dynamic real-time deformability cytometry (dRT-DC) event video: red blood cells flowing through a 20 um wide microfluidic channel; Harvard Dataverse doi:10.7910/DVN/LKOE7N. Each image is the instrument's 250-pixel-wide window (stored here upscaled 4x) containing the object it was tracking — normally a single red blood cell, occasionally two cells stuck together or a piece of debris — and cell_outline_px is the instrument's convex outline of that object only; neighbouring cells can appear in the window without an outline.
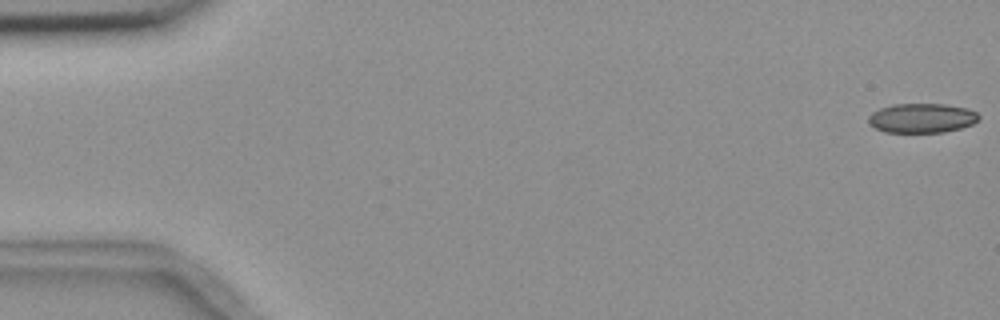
{"species": "common noctule bat (a hibernating species)", "species_latin": "Nyctalus noctula", "temperature_condition": "room temperature", "stored_images_in_passage": 10, "camera_frame_rate_fps": 3000, "um_per_image_px": 0.085, "animal": {"sex": "female", "body_mass_g": 18.4}, "frame": {"image": 1, "passage_image": 1, "time_ms": 0.0, "image_size_px": [1000, 320], "cell_outline_px": [[980, 120], [972, 124], [960, 128], [944, 132], [884, 132], [868, 124], [868, 116], [872, 112], [880, 108], [892, 104], [944, 104], [968, 108], [976, 112], [980, 116]], "centroid_in_image_um": [78.35, 10.03], "position_along_channel_um": 6.6, "area_um2": 19.07}}
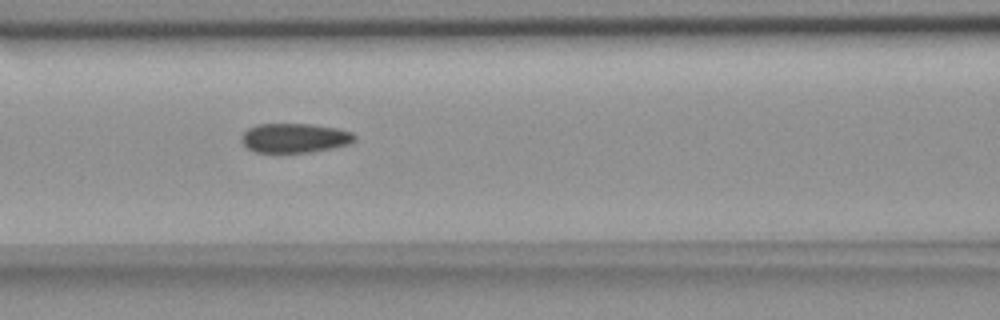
{"frame": {"image": 2, "passage_image": 7, "time_ms": 7.667, "image_size_px": [1000, 320], "cell_outline_px": [[356, 140], [348, 144], [332, 148], [308, 152], [252, 152], [240, 140], [240, 136], [248, 128], [256, 124], [312, 124], [336, 128], [352, 132], [356, 136]], "centroid_in_image_um": [25.02, 11.72], "position_along_channel_um": 141.6, "area_um2": 19.42}}
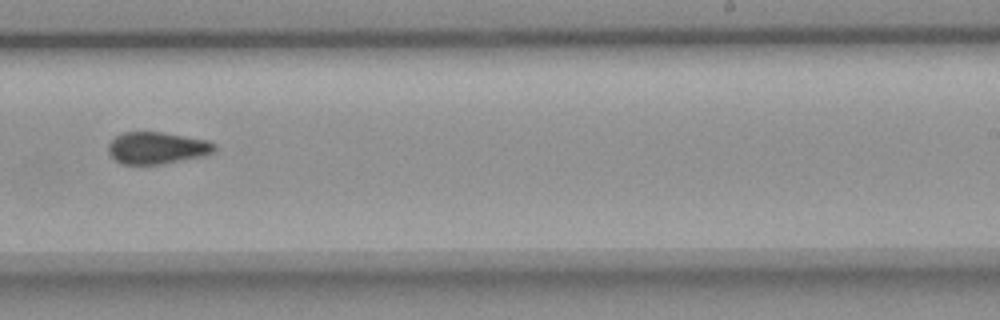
{"frame": {"image": 3, "passage_image": 10, "time_ms": 11.333, "image_size_px": [1000, 320], "cell_outline_px": [[216, 148], [212, 152], [204, 156], [160, 164], [120, 164], [108, 152], [108, 144], [116, 136], [124, 132], [164, 132], [208, 140], [216, 144]], "centroid_in_image_um": [13.35, 12.57], "position_along_channel_um": 275.6, "area_um2": 19.77}}